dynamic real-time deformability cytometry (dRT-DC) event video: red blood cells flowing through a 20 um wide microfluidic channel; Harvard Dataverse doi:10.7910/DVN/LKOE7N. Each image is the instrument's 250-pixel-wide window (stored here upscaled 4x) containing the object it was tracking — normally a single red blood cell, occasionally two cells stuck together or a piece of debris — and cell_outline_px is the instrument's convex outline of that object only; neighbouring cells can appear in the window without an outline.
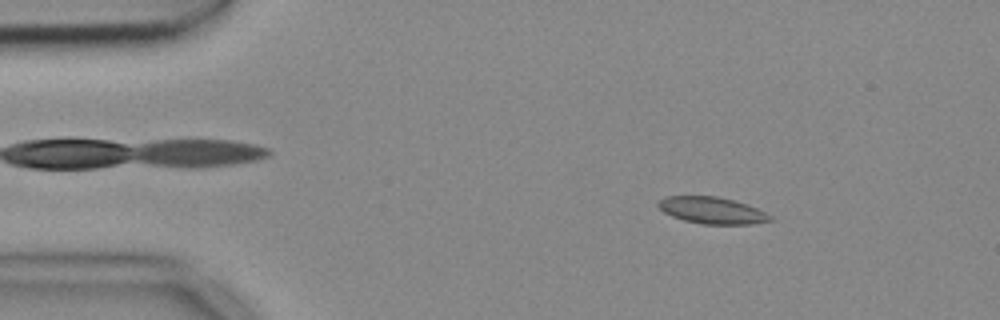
{"species": "common noctule bat (a hibernating species)", "species_latin": "Nyctalus noctula", "temperature_condition": "cold", "stored_images_in_passage": 52, "camera_frame_rate_fps": 3000, "um_per_image_px": 0.085, "animal": {"sex": "female", "body_mass_g": 18.4}, "frame": {"image": 1, "passage_image": 6, "time_ms": 1.667, "image_size_px": [1000, 320], "cell_outline_px": [[772, 220], [752, 224], [704, 224], [684, 220], [672, 216], [664, 212], [656, 204], [656, 200], [664, 196], [716, 196], [748, 204], [772, 216]], "centroid_in_image_um": [60.48, 17.87], "position_along_channel_um": 24.5, "area_um2": 17.4}}
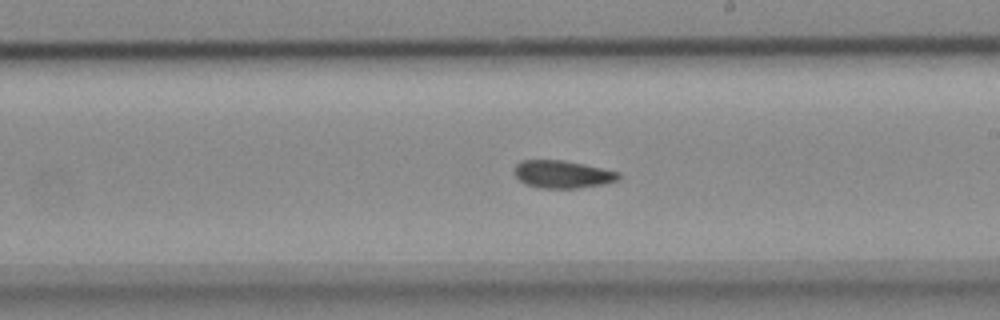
{"frame": {"image": 2, "passage_image": 29, "time_ms": 9.333, "image_size_px": [1000, 320], "cell_outline_px": [[620, 180], [604, 184], [576, 188], [540, 188], [524, 184], [516, 176], [516, 164], [524, 160], [564, 160], [584, 164], [620, 172]], "centroid_in_image_um": [47.85, 14.82], "position_along_channel_um": 241.1, "area_um2": 16.76}}
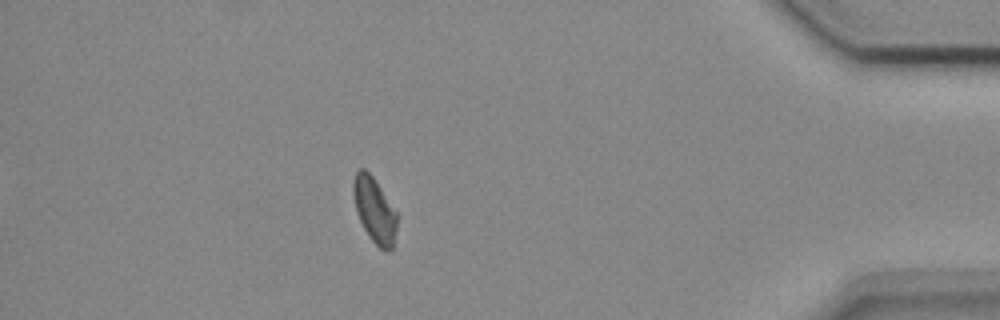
{"frame": {"image": 3, "passage_image": 46, "time_ms": 15.0, "image_size_px": [1000, 320], "cell_outline_px": [[396, 228], [392, 248], [380, 248], [368, 236], [356, 212], [352, 192], [352, 184], [356, 172], [360, 168], [364, 168], [372, 176], [396, 212]], "centroid_in_image_um": [31.79, 17.82], "position_along_channel_um": 403.4, "area_um2": 16.13}, "authors_computed_cell_mechanics": {"area_um2": 17.1088, "velocity_mm_per_s": 3.6661, "shape_relaxation_time_tau1_ms": null, "shape_relaxation_time_tau2_ms": 3.9591, "deformation_change_tau1": null, "deformation_change_tau2": 0.0571}}